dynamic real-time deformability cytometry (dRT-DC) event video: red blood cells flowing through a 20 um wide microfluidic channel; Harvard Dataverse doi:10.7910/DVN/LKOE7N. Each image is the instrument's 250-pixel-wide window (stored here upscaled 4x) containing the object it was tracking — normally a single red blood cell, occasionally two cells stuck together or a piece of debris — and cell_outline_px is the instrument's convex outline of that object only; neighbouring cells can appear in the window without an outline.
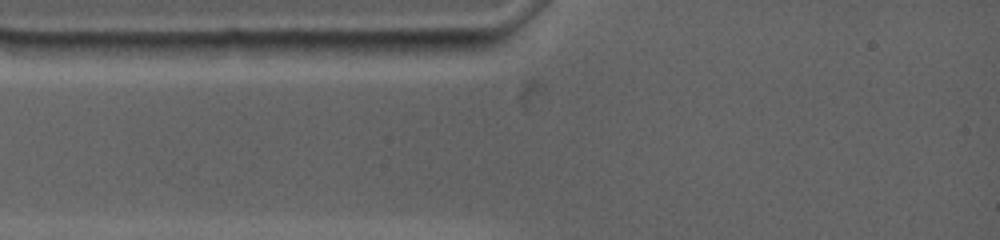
{"species": "common noctule bat (a hibernating species)", "species_latin": "Nyctalus noctula", "temperature_condition": "warm", "stored_images_in_passage": 3, "camera_frame_rate_fps": 4500, "um_per_image_px": 0.085, "animal": {"sex": "female", "body_mass_g": 19.0, "forearm_length_mm": 53.3}, "frame": {"image": 1, "passage_image": 2, "time_ms": 0.444, "image_size_px": [1000, 240], "cell_outline_px": [[472, 48], [448, 52], [416, 56], [336, 52], [324, 40], [472, 40]], "centroid_in_image_um": [33.93, 3.97], "position_along_channel_um": 51.1, "area_um2": 13.58}}